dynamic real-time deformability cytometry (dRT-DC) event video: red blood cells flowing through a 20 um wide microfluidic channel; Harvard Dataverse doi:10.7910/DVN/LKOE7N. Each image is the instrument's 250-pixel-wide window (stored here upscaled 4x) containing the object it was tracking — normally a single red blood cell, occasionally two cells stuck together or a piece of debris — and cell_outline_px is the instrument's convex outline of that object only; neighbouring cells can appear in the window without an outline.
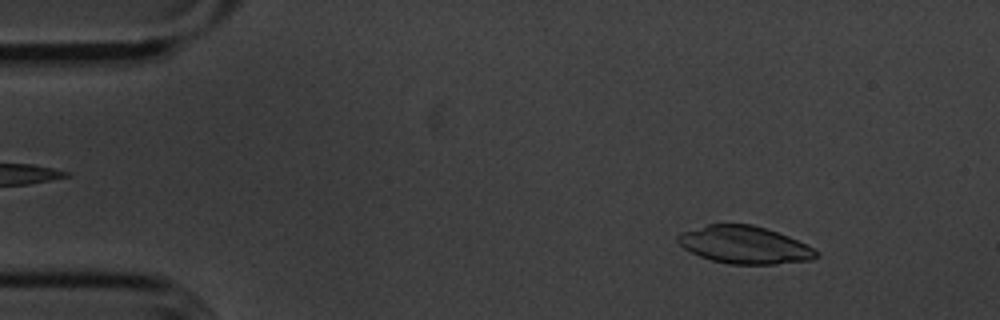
{"species": "common noctule bat (a hibernating species)", "species_latin": "Nyctalus noctula", "temperature_condition": "cold", "stored_images_in_passage": 54, "camera_frame_rate_fps": 3000, "um_per_image_px": 0.085, "animal": {"sex": "male", "body_mass_g": 20.1, "forearm_length_mm": 53.5}, "frame": {"image": 1, "passage_image": 6, "time_ms": 1.667, "image_size_px": [1000, 320], "cell_outline_px": [[820, 256], [812, 260], [776, 264], [728, 264], [712, 260], [700, 256], [684, 248], [676, 240], [676, 236], [680, 232], [708, 224], [752, 224], [788, 236], [820, 252]], "centroid_in_image_um": [63.27, 20.82], "position_along_channel_um": 21.7, "area_um2": 30.17}}